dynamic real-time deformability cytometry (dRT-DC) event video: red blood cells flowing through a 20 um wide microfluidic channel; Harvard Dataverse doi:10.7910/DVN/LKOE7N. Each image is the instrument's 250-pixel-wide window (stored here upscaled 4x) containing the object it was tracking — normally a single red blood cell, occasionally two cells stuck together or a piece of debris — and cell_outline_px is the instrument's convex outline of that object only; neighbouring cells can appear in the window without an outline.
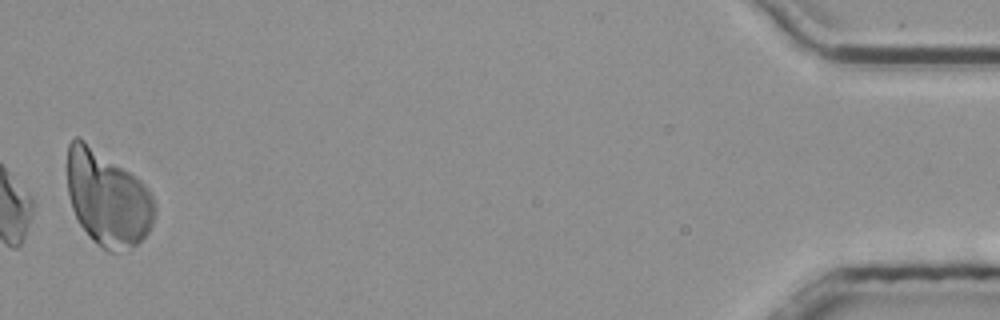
{"species": "common noctule bat (a hibernating species)", "species_latin": "Nyctalus noctula", "temperature_condition": "room temperature", "stored_images_in_passage": 44, "camera_frame_rate_fps": 3000, "um_per_image_px": 0.085, "animal": {"sex": "male", "body_mass_g": 20.4}, "frame": {"image": 1, "passage_image": 44, "time_ms": 14.333, "image_size_px": [1000, 320], "cell_outline_px": [[156, 216], [148, 232], [136, 244], [112, 252], [108, 252], [92, 240], [88, 236], [80, 224], [72, 208], [68, 192], [68, 144], [76, 136], [80, 136], [136, 176], [148, 188], [156, 200]], "centroid_in_image_um": [9.15, 16.83], "position_along_channel_um": 426.0, "area_um2": 48.61}, "authors_computed_cell_mechanics": {"area_um2": 21.0103, "velocity_mm_per_s": 3.8486, "shape_relaxation_time_tau1_ms": 6.3677, "shape_relaxation_time_tau2_ms": 3.2882, "deformation_change_tau1": 0.1229, "deformation_change_tau2": 0.0665}}